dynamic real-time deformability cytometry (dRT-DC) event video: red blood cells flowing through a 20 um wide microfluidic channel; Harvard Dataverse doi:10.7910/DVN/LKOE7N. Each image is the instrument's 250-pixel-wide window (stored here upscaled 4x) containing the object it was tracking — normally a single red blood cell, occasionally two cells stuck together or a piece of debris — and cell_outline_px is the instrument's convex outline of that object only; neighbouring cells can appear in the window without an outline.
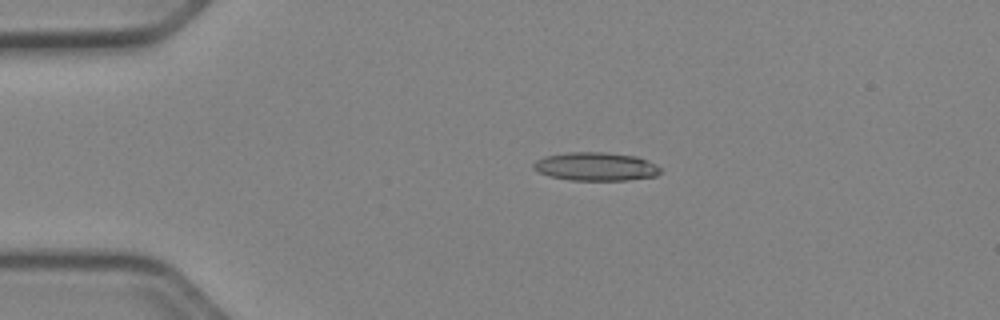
{"species": "Egyptian fruit bat (a non-hibernating species)", "species_latin": "Rousettus aegyptiacus", "temperature_condition": "cold", "stored_images_in_passage": 34, "camera_frame_rate_fps": 3000, "um_per_image_px": 0.085, "animal": {"sex": "female"}, "frame": {"image": 1, "passage_image": 1, "time_ms": 0.0, "image_size_px": [1000, 320], "cell_outline_px": [[660, 172], [656, 176], [628, 180], [568, 180], [548, 176], [540, 172], [532, 164], [536, 160], [544, 156], [568, 152], [604, 152], [636, 156], [648, 160], [656, 164], [660, 168]], "centroid_in_image_um": [50.65, 14.15], "position_along_channel_um": 34.3, "area_um2": 21.04}}
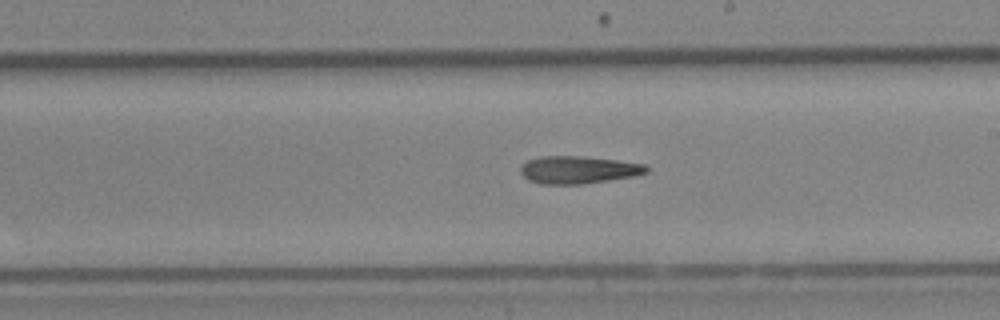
{"frame": {"image": 2, "passage_image": 20, "time_ms": 6.333, "image_size_px": [1000, 320], "cell_outline_px": [[648, 172], [632, 176], [584, 184], [540, 184], [528, 180], [520, 172], [520, 168], [528, 160], [540, 156], [580, 156], [616, 160], [644, 164], [648, 168]], "centroid_in_image_um": [49.12, 14.43], "position_along_channel_um": 239.9, "area_um2": 20.06}}
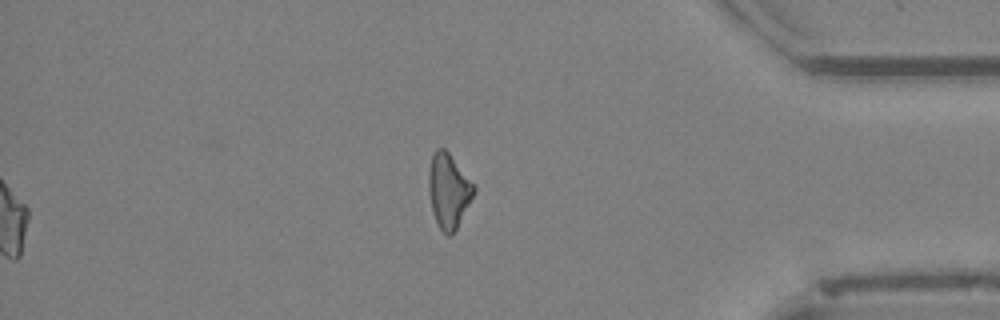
{"frame": {"image": 3, "passage_image": 34, "time_ms": 11.0, "image_size_px": [1000, 320], "cell_outline_px": [[476, 192], [452, 236], [448, 236], [440, 228], [432, 212], [428, 188], [428, 172], [432, 152], [436, 148], [444, 148], [448, 152], [476, 188]], "centroid_in_image_um": [38.11, 16.21], "position_along_channel_um": 397.1, "area_um2": 19.54}}